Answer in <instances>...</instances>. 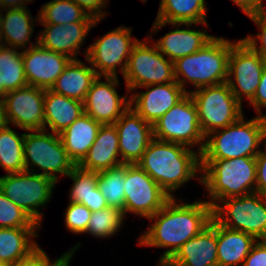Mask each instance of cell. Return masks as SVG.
<instances>
[{
    "instance_id": "obj_1",
    "label": "cell",
    "mask_w": 266,
    "mask_h": 266,
    "mask_svg": "<svg viewBox=\"0 0 266 266\" xmlns=\"http://www.w3.org/2000/svg\"><path fill=\"white\" fill-rule=\"evenodd\" d=\"M154 221L138 244L142 246L167 248L158 263H166L189 239L205 229L212 220V206L207 201L177 204L175 197L154 215L148 218Z\"/></svg>"
},
{
    "instance_id": "obj_2",
    "label": "cell",
    "mask_w": 266,
    "mask_h": 266,
    "mask_svg": "<svg viewBox=\"0 0 266 266\" xmlns=\"http://www.w3.org/2000/svg\"><path fill=\"white\" fill-rule=\"evenodd\" d=\"M136 164L171 198V192L197 177L201 156L185 145L154 138Z\"/></svg>"
},
{
    "instance_id": "obj_3",
    "label": "cell",
    "mask_w": 266,
    "mask_h": 266,
    "mask_svg": "<svg viewBox=\"0 0 266 266\" xmlns=\"http://www.w3.org/2000/svg\"><path fill=\"white\" fill-rule=\"evenodd\" d=\"M255 157L201 159L199 182L209 192L212 208L220 200L256 192Z\"/></svg>"
},
{
    "instance_id": "obj_4",
    "label": "cell",
    "mask_w": 266,
    "mask_h": 266,
    "mask_svg": "<svg viewBox=\"0 0 266 266\" xmlns=\"http://www.w3.org/2000/svg\"><path fill=\"white\" fill-rule=\"evenodd\" d=\"M233 43L223 37H214L197 52L177 59L174 62L176 82L186 93H190L184 88L188 82L196 89L227 82Z\"/></svg>"
},
{
    "instance_id": "obj_5",
    "label": "cell",
    "mask_w": 266,
    "mask_h": 266,
    "mask_svg": "<svg viewBox=\"0 0 266 266\" xmlns=\"http://www.w3.org/2000/svg\"><path fill=\"white\" fill-rule=\"evenodd\" d=\"M265 118L256 116L245 121L242 115L233 124L205 137L201 159L256 157L264 142Z\"/></svg>"
},
{
    "instance_id": "obj_6",
    "label": "cell",
    "mask_w": 266,
    "mask_h": 266,
    "mask_svg": "<svg viewBox=\"0 0 266 266\" xmlns=\"http://www.w3.org/2000/svg\"><path fill=\"white\" fill-rule=\"evenodd\" d=\"M218 203L212 208V218L219 225L266 240V197L253 192Z\"/></svg>"
},
{
    "instance_id": "obj_7",
    "label": "cell",
    "mask_w": 266,
    "mask_h": 266,
    "mask_svg": "<svg viewBox=\"0 0 266 266\" xmlns=\"http://www.w3.org/2000/svg\"><path fill=\"white\" fill-rule=\"evenodd\" d=\"M23 149L26 171L35 173L36 166L41 170L38 174L48 176L56 183L59 180L58 173L67 176L76 166L69 158L57 133H49L46 130L25 133Z\"/></svg>"
},
{
    "instance_id": "obj_8",
    "label": "cell",
    "mask_w": 266,
    "mask_h": 266,
    "mask_svg": "<svg viewBox=\"0 0 266 266\" xmlns=\"http://www.w3.org/2000/svg\"><path fill=\"white\" fill-rule=\"evenodd\" d=\"M203 135L233 124L243 114L242 104L235 98L227 82L190 91Z\"/></svg>"
},
{
    "instance_id": "obj_9",
    "label": "cell",
    "mask_w": 266,
    "mask_h": 266,
    "mask_svg": "<svg viewBox=\"0 0 266 266\" xmlns=\"http://www.w3.org/2000/svg\"><path fill=\"white\" fill-rule=\"evenodd\" d=\"M55 186L56 182L52 178L30 171L0 177V191L39 226L44 215L39 208L49 202Z\"/></svg>"
},
{
    "instance_id": "obj_10",
    "label": "cell",
    "mask_w": 266,
    "mask_h": 266,
    "mask_svg": "<svg viewBox=\"0 0 266 266\" xmlns=\"http://www.w3.org/2000/svg\"><path fill=\"white\" fill-rule=\"evenodd\" d=\"M149 40L139 41L132 47L123 74L127 93L146 85L175 82L174 62L166 59L156 45Z\"/></svg>"
},
{
    "instance_id": "obj_11",
    "label": "cell",
    "mask_w": 266,
    "mask_h": 266,
    "mask_svg": "<svg viewBox=\"0 0 266 266\" xmlns=\"http://www.w3.org/2000/svg\"><path fill=\"white\" fill-rule=\"evenodd\" d=\"M153 136L157 140L178 143L189 148L197 145V152L201 154L205 136L201 131L197 107L190 93L153 125Z\"/></svg>"
},
{
    "instance_id": "obj_12",
    "label": "cell",
    "mask_w": 266,
    "mask_h": 266,
    "mask_svg": "<svg viewBox=\"0 0 266 266\" xmlns=\"http://www.w3.org/2000/svg\"><path fill=\"white\" fill-rule=\"evenodd\" d=\"M132 28L120 26L106 33L87 47L84 53L87 63L100 77H118L117 66L123 75L132 47L138 42L132 38Z\"/></svg>"
},
{
    "instance_id": "obj_13",
    "label": "cell",
    "mask_w": 266,
    "mask_h": 266,
    "mask_svg": "<svg viewBox=\"0 0 266 266\" xmlns=\"http://www.w3.org/2000/svg\"><path fill=\"white\" fill-rule=\"evenodd\" d=\"M265 65L266 61L242 39L231 46L227 83L241 104L243 97L253 99Z\"/></svg>"
},
{
    "instance_id": "obj_14",
    "label": "cell",
    "mask_w": 266,
    "mask_h": 266,
    "mask_svg": "<svg viewBox=\"0 0 266 266\" xmlns=\"http://www.w3.org/2000/svg\"><path fill=\"white\" fill-rule=\"evenodd\" d=\"M45 89L27 85L8 92L1 107L2 122L26 131L44 130Z\"/></svg>"
},
{
    "instance_id": "obj_15",
    "label": "cell",
    "mask_w": 266,
    "mask_h": 266,
    "mask_svg": "<svg viewBox=\"0 0 266 266\" xmlns=\"http://www.w3.org/2000/svg\"><path fill=\"white\" fill-rule=\"evenodd\" d=\"M124 189L125 216L130 212L150 218L170 199L168 194L137 164H127Z\"/></svg>"
},
{
    "instance_id": "obj_16",
    "label": "cell",
    "mask_w": 266,
    "mask_h": 266,
    "mask_svg": "<svg viewBox=\"0 0 266 266\" xmlns=\"http://www.w3.org/2000/svg\"><path fill=\"white\" fill-rule=\"evenodd\" d=\"M101 78L97 76L87 92L84 113L101 124H114L130 107V99L127 94L120 97L117 93L118 77H105L106 82L100 81Z\"/></svg>"
},
{
    "instance_id": "obj_17",
    "label": "cell",
    "mask_w": 266,
    "mask_h": 266,
    "mask_svg": "<svg viewBox=\"0 0 266 266\" xmlns=\"http://www.w3.org/2000/svg\"><path fill=\"white\" fill-rule=\"evenodd\" d=\"M36 42L22 51V60L28 85L51 89L56 79L72 60L58 52L50 51Z\"/></svg>"
},
{
    "instance_id": "obj_18",
    "label": "cell",
    "mask_w": 266,
    "mask_h": 266,
    "mask_svg": "<svg viewBox=\"0 0 266 266\" xmlns=\"http://www.w3.org/2000/svg\"><path fill=\"white\" fill-rule=\"evenodd\" d=\"M119 138V153L124 164H136L154 139L153 125L131 107L114 123Z\"/></svg>"
},
{
    "instance_id": "obj_19",
    "label": "cell",
    "mask_w": 266,
    "mask_h": 266,
    "mask_svg": "<svg viewBox=\"0 0 266 266\" xmlns=\"http://www.w3.org/2000/svg\"><path fill=\"white\" fill-rule=\"evenodd\" d=\"M140 88H146L147 91L133 93L129 98L130 107L151 125H154L187 94L176 81Z\"/></svg>"
},
{
    "instance_id": "obj_20",
    "label": "cell",
    "mask_w": 266,
    "mask_h": 266,
    "mask_svg": "<svg viewBox=\"0 0 266 266\" xmlns=\"http://www.w3.org/2000/svg\"><path fill=\"white\" fill-rule=\"evenodd\" d=\"M99 21L101 19L96 22H72L65 25L41 24L45 28L37 36L38 44L76 60L88 32Z\"/></svg>"
},
{
    "instance_id": "obj_21",
    "label": "cell",
    "mask_w": 266,
    "mask_h": 266,
    "mask_svg": "<svg viewBox=\"0 0 266 266\" xmlns=\"http://www.w3.org/2000/svg\"><path fill=\"white\" fill-rule=\"evenodd\" d=\"M217 222L210 224L189 239L165 263L166 266H218Z\"/></svg>"
},
{
    "instance_id": "obj_22",
    "label": "cell",
    "mask_w": 266,
    "mask_h": 266,
    "mask_svg": "<svg viewBox=\"0 0 266 266\" xmlns=\"http://www.w3.org/2000/svg\"><path fill=\"white\" fill-rule=\"evenodd\" d=\"M119 138L114 124H102L87 155L78 164L84 170L101 172L124 164L119 156Z\"/></svg>"
},
{
    "instance_id": "obj_23",
    "label": "cell",
    "mask_w": 266,
    "mask_h": 266,
    "mask_svg": "<svg viewBox=\"0 0 266 266\" xmlns=\"http://www.w3.org/2000/svg\"><path fill=\"white\" fill-rule=\"evenodd\" d=\"M176 29L166 33L157 42H154L158 50L172 62L177 59L193 54L202 49L215 36L208 35L207 30L200 31L190 29L193 24H172ZM187 26V29H179V26Z\"/></svg>"
},
{
    "instance_id": "obj_24",
    "label": "cell",
    "mask_w": 266,
    "mask_h": 266,
    "mask_svg": "<svg viewBox=\"0 0 266 266\" xmlns=\"http://www.w3.org/2000/svg\"><path fill=\"white\" fill-rule=\"evenodd\" d=\"M205 3V0H161L152 31L156 33L170 23L209 26L206 20L208 9Z\"/></svg>"
},
{
    "instance_id": "obj_25",
    "label": "cell",
    "mask_w": 266,
    "mask_h": 266,
    "mask_svg": "<svg viewBox=\"0 0 266 266\" xmlns=\"http://www.w3.org/2000/svg\"><path fill=\"white\" fill-rule=\"evenodd\" d=\"M39 228H0V262L15 265L31 258L41 248L32 238ZM32 237V238H31Z\"/></svg>"
},
{
    "instance_id": "obj_26",
    "label": "cell",
    "mask_w": 266,
    "mask_h": 266,
    "mask_svg": "<svg viewBox=\"0 0 266 266\" xmlns=\"http://www.w3.org/2000/svg\"><path fill=\"white\" fill-rule=\"evenodd\" d=\"M44 130L60 134L84 114L83 102L57 94L50 89L44 96Z\"/></svg>"
},
{
    "instance_id": "obj_27",
    "label": "cell",
    "mask_w": 266,
    "mask_h": 266,
    "mask_svg": "<svg viewBox=\"0 0 266 266\" xmlns=\"http://www.w3.org/2000/svg\"><path fill=\"white\" fill-rule=\"evenodd\" d=\"M101 125L84 113L59 134L69 158L75 165L87 155Z\"/></svg>"
},
{
    "instance_id": "obj_28",
    "label": "cell",
    "mask_w": 266,
    "mask_h": 266,
    "mask_svg": "<svg viewBox=\"0 0 266 266\" xmlns=\"http://www.w3.org/2000/svg\"><path fill=\"white\" fill-rule=\"evenodd\" d=\"M96 78L97 74L91 66L78 59L71 60L50 90L83 102Z\"/></svg>"
},
{
    "instance_id": "obj_29",
    "label": "cell",
    "mask_w": 266,
    "mask_h": 266,
    "mask_svg": "<svg viewBox=\"0 0 266 266\" xmlns=\"http://www.w3.org/2000/svg\"><path fill=\"white\" fill-rule=\"evenodd\" d=\"M257 240L244 232L230 230L217 223L218 266H243Z\"/></svg>"
},
{
    "instance_id": "obj_30",
    "label": "cell",
    "mask_w": 266,
    "mask_h": 266,
    "mask_svg": "<svg viewBox=\"0 0 266 266\" xmlns=\"http://www.w3.org/2000/svg\"><path fill=\"white\" fill-rule=\"evenodd\" d=\"M28 7L7 9L2 15L0 45L10 48L28 49L34 32V18ZM4 42H6L4 44Z\"/></svg>"
},
{
    "instance_id": "obj_31",
    "label": "cell",
    "mask_w": 266,
    "mask_h": 266,
    "mask_svg": "<svg viewBox=\"0 0 266 266\" xmlns=\"http://www.w3.org/2000/svg\"><path fill=\"white\" fill-rule=\"evenodd\" d=\"M27 85L22 51L0 45V106L8 92Z\"/></svg>"
},
{
    "instance_id": "obj_32",
    "label": "cell",
    "mask_w": 266,
    "mask_h": 266,
    "mask_svg": "<svg viewBox=\"0 0 266 266\" xmlns=\"http://www.w3.org/2000/svg\"><path fill=\"white\" fill-rule=\"evenodd\" d=\"M40 24L65 25L72 22H96L83 8L72 0H52L42 5L37 19Z\"/></svg>"
},
{
    "instance_id": "obj_33",
    "label": "cell",
    "mask_w": 266,
    "mask_h": 266,
    "mask_svg": "<svg viewBox=\"0 0 266 266\" xmlns=\"http://www.w3.org/2000/svg\"><path fill=\"white\" fill-rule=\"evenodd\" d=\"M24 138L25 133L19 135L3 122L0 125V166L8 174L26 171L23 149Z\"/></svg>"
},
{
    "instance_id": "obj_34",
    "label": "cell",
    "mask_w": 266,
    "mask_h": 266,
    "mask_svg": "<svg viewBox=\"0 0 266 266\" xmlns=\"http://www.w3.org/2000/svg\"><path fill=\"white\" fill-rule=\"evenodd\" d=\"M127 164L98 172V187L108 206L123 211L125 217V174Z\"/></svg>"
},
{
    "instance_id": "obj_35",
    "label": "cell",
    "mask_w": 266,
    "mask_h": 266,
    "mask_svg": "<svg viewBox=\"0 0 266 266\" xmlns=\"http://www.w3.org/2000/svg\"><path fill=\"white\" fill-rule=\"evenodd\" d=\"M124 219L123 211L108 206L105 209L92 212L86 233L103 239L111 237L120 229Z\"/></svg>"
},
{
    "instance_id": "obj_36",
    "label": "cell",
    "mask_w": 266,
    "mask_h": 266,
    "mask_svg": "<svg viewBox=\"0 0 266 266\" xmlns=\"http://www.w3.org/2000/svg\"><path fill=\"white\" fill-rule=\"evenodd\" d=\"M67 176L73 180L69 202L80 203L89 209V196L98 185V172L84 170L76 165Z\"/></svg>"
},
{
    "instance_id": "obj_37",
    "label": "cell",
    "mask_w": 266,
    "mask_h": 266,
    "mask_svg": "<svg viewBox=\"0 0 266 266\" xmlns=\"http://www.w3.org/2000/svg\"><path fill=\"white\" fill-rule=\"evenodd\" d=\"M0 228H40V226L0 191Z\"/></svg>"
},
{
    "instance_id": "obj_38",
    "label": "cell",
    "mask_w": 266,
    "mask_h": 266,
    "mask_svg": "<svg viewBox=\"0 0 266 266\" xmlns=\"http://www.w3.org/2000/svg\"><path fill=\"white\" fill-rule=\"evenodd\" d=\"M92 212L80 203L69 202L65 209V226L72 233H86Z\"/></svg>"
},
{
    "instance_id": "obj_39",
    "label": "cell",
    "mask_w": 266,
    "mask_h": 266,
    "mask_svg": "<svg viewBox=\"0 0 266 266\" xmlns=\"http://www.w3.org/2000/svg\"><path fill=\"white\" fill-rule=\"evenodd\" d=\"M248 17L259 27L261 32H258L255 37L248 35L242 40L266 61V10ZM257 41L261 42L259 46H257Z\"/></svg>"
},
{
    "instance_id": "obj_40",
    "label": "cell",
    "mask_w": 266,
    "mask_h": 266,
    "mask_svg": "<svg viewBox=\"0 0 266 266\" xmlns=\"http://www.w3.org/2000/svg\"><path fill=\"white\" fill-rule=\"evenodd\" d=\"M79 247L80 243L72 247L70 251L64 253L58 259H55L53 263L50 261V258L47 256L44 250L40 249L28 260L16 263L15 265L11 266H65L68 262L70 263L74 251L79 249Z\"/></svg>"
},
{
    "instance_id": "obj_41",
    "label": "cell",
    "mask_w": 266,
    "mask_h": 266,
    "mask_svg": "<svg viewBox=\"0 0 266 266\" xmlns=\"http://www.w3.org/2000/svg\"><path fill=\"white\" fill-rule=\"evenodd\" d=\"M243 266H266V240H257L245 258Z\"/></svg>"
},
{
    "instance_id": "obj_42",
    "label": "cell",
    "mask_w": 266,
    "mask_h": 266,
    "mask_svg": "<svg viewBox=\"0 0 266 266\" xmlns=\"http://www.w3.org/2000/svg\"><path fill=\"white\" fill-rule=\"evenodd\" d=\"M256 159V192L266 197V149L260 150Z\"/></svg>"
},
{
    "instance_id": "obj_43",
    "label": "cell",
    "mask_w": 266,
    "mask_h": 266,
    "mask_svg": "<svg viewBox=\"0 0 266 266\" xmlns=\"http://www.w3.org/2000/svg\"><path fill=\"white\" fill-rule=\"evenodd\" d=\"M248 104L253 105L259 117L266 118V114H263L261 110L262 107H266V65L262 71L257 91Z\"/></svg>"
},
{
    "instance_id": "obj_44",
    "label": "cell",
    "mask_w": 266,
    "mask_h": 266,
    "mask_svg": "<svg viewBox=\"0 0 266 266\" xmlns=\"http://www.w3.org/2000/svg\"><path fill=\"white\" fill-rule=\"evenodd\" d=\"M79 7L83 8L90 16L96 19H103L106 16V12L102 9L106 7L107 0H72ZM104 16V17H103Z\"/></svg>"
},
{
    "instance_id": "obj_45",
    "label": "cell",
    "mask_w": 266,
    "mask_h": 266,
    "mask_svg": "<svg viewBox=\"0 0 266 266\" xmlns=\"http://www.w3.org/2000/svg\"><path fill=\"white\" fill-rule=\"evenodd\" d=\"M247 15L265 11L263 0H231Z\"/></svg>"
},
{
    "instance_id": "obj_46",
    "label": "cell",
    "mask_w": 266,
    "mask_h": 266,
    "mask_svg": "<svg viewBox=\"0 0 266 266\" xmlns=\"http://www.w3.org/2000/svg\"><path fill=\"white\" fill-rule=\"evenodd\" d=\"M108 207L106 199L102 196L98 185L94 188V192L89 196V210L91 212L99 211Z\"/></svg>"
},
{
    "instance_id": "obj_47",
    "label": "cell",
    "mask_w": 266,
    "mask_h": 266,
    "mask_svg": "<svg viewBox=\"0 0 266 266\" xmlns=\"http://www.w3.org/2000/svg\"><path fill=\"white\" fill-rule=\"evenodd\" d=\"M32 0H0V9H19L27 7L26 3H30Z\"/></svg>"
},
{
    "instance_id": "obj_48",
    "label": "cell",
    "mask_w": 266,
    "mask_h": 266,
    "mask_svg": "<svg viewBox=\"0 0 266 266\" xmlns=\"http://www.w3.org/2000/svg\"><path fill=\"white\" fill-rule=\"evenodd\" d=\"M264 142H265L264 149H266V118H265V126H264Z\"/></svg>"
},
{
    "instance_id": "obj_49",
    "label": "cell",
    "mask_w": 266,
    "mask_h": 266,
    "mask_svg": "<svg viewBox=\"0 0 266 266\" xmlns=\"http://www.w3.org/2000/svg\"><path fill=\"white\" fill-rule=\"evenodd\" d=\"M2 10L0 9V32H1V26H2Z\"/></svg>"
},
{
    "instance_id": "obj_50",
    "label": "cell",
    "mask_w": 266,
    "mask_h": 266,
    "mask_svg": "<svg viewBox=\"0 0 266 266\" xmlns=\"http://www.w3.org/2000/svg\"><path fill=\"white\" fill-rule=\"evenodd\" d=\"M2 124V115H1V107H0V125Z\"/></svg>"
},
{
    "instance_id": "obj_51",
    "label": "cell",
    "mask_w": 266,
    "mask_h": 266,
    "mask_svg": "<svg viewBox=\"0 0 266 266\" xmlns=\"http://www.w3.org/2000/svg\"><path fill=\"white\" fill-rule=\"evenodd\" d=\"M166 266V264L165 263H158V265L157 266Z\"/></svg>"
}]
</instances>
